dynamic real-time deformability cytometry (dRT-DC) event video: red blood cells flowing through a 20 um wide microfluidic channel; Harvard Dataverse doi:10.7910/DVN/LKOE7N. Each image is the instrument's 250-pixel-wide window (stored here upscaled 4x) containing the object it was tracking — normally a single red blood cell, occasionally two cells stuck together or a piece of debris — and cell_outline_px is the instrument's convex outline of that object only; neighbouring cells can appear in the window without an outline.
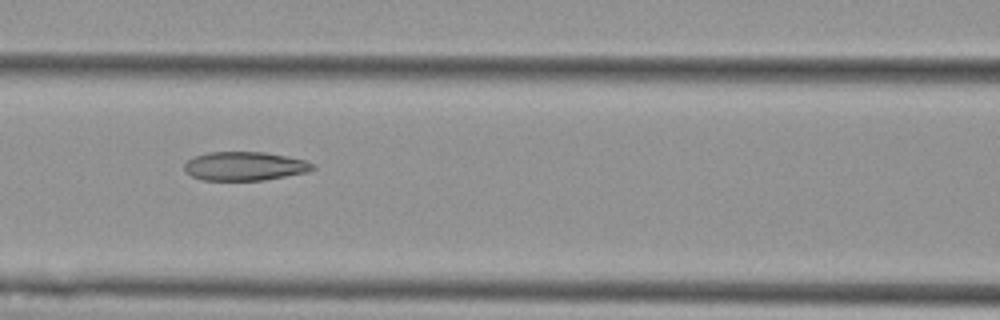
{"species": "Egyptian fruit bat (a non-hibernating species)", "species_latin": "Rousettus aegyptiacus", "temperature_condition": "cold", "stored_images_in_passage": 6, "camera_frame_rate_fps": 3000, "um_per_image_px": 0.085, "animal": {"sex": "female"}, "frame": {"image": 1, "passage_image": 5, "time_ms": 4.667, "image_size_px": [1000, 320], "cell_outline_px": [[316, 168], [308, 172], [264, 180], [204, 180], [192, 176], [184, 168], [184, 164], [188, 160], [196, 156], [208, 152], [264, 152], [288, 156], [304, 160], [316, 164]], "centroid_in_image_um": [20.85, 14.12], "position_along_channel_um": 145.7, "area_um2": 21.5}}
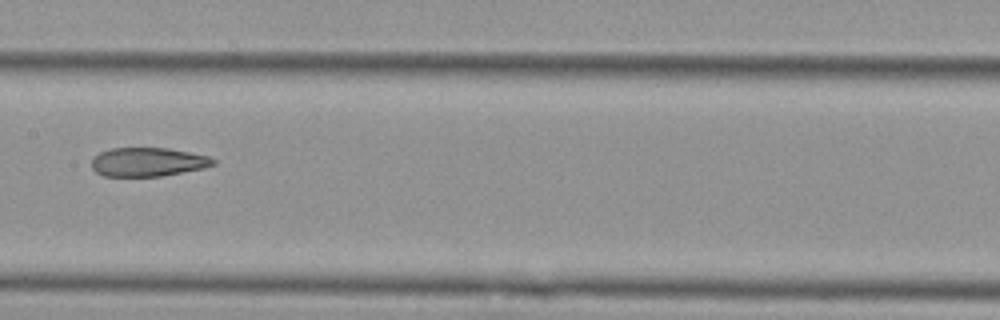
{"frame": {"image": 2, "passage_image": 6, "time_ms": 6.0, "image_size_px": [1000, 320], "cell_outline_px": [[216, 164], [204, 168], [160, 176], [104, 176], [96, 172], [92, 168], [92, 156], [100, 152], [112, 148], [168, 148], [208, 156], [216, 160]], "centroid_in_image_um": [12.55, 13.76], "position_along_channel_um": 194.8, "area_um2": 20.4}}